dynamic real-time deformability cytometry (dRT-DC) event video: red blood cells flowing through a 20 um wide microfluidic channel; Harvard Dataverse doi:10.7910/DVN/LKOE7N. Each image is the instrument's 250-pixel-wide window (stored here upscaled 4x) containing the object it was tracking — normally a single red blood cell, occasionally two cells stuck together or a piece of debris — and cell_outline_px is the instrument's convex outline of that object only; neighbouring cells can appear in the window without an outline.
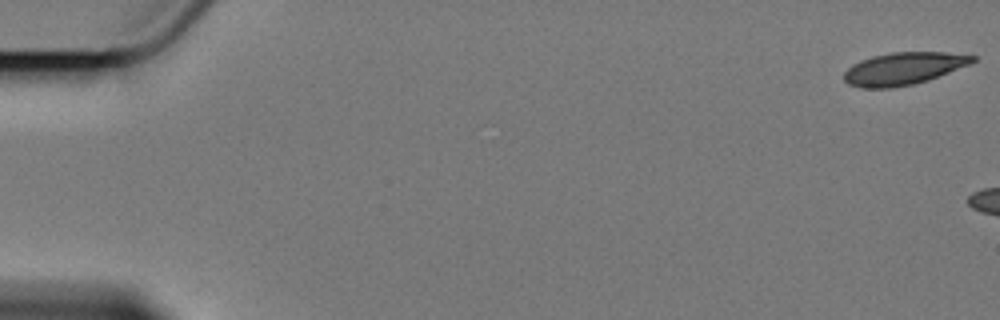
{"species": "Egyptian fruit bat (a non-hibernating species)", "species_latin": "Rousettus aegyptiacus", "temperature_condition": "cold", "stored_images_in_passage": 4, "camera_frame_rate_fps": 3000, "um_per_image_px": 0.085, "animal": {"sex": "female"}, "frame": {"image": 1, "passage_image": 1, "time_ms": 0.0, "image_size_px": [1000, 320], "cell_outline_px": [[976, 60], [968, 64], [928, 80], [912, 84], [892, 88], [860, 88], [848, 84], [844, 80], [844, 72], [852, 64], [860, 60], [872, 56], [892, 52], [944, 52], [976, 56]], "centroid_in_image_um": [76.74, 5.83], "position_along_channel_um": 8.3, "area_um2": 24.1}}